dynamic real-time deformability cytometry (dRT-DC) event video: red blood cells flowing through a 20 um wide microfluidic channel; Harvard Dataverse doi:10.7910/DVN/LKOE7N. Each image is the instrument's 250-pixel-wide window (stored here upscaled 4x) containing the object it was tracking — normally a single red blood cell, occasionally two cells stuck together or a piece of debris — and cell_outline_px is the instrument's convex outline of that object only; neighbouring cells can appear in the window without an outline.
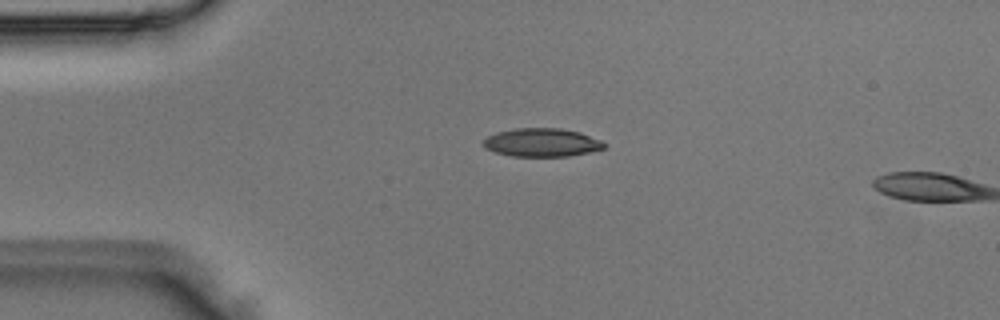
{"species": "Egyptian fruit bat (a non-hibernating species)", "species_latin": "Rousettus aegyptiacus", "temperature_condition": "room temperature", "stored_images_in_passage": 4, "segment_of_instrument_passage": [1, 2], "camera_frame_rate_fps": 3000, "um_per_image_px": 0.085, "animal": {"sex": "male"}, "frame": {"image": 1, "passage_image": 3, "time_ms": 0.667, "image_size_px": [1000, 320], "cell_outline_px": [[608, 144], [604, 148], [588, 152], [568, 156], [512, 156], [496, 152], [488, 148], [484, 144], [484, 140], [488, 136], [496, 132], [516, 128], [560, 128], [580, 132], [600, 140]], "centroid_in_image_um": [46.09, 12.1], "position_along_channel_um": 38.9, "area_um2": 19.77}}